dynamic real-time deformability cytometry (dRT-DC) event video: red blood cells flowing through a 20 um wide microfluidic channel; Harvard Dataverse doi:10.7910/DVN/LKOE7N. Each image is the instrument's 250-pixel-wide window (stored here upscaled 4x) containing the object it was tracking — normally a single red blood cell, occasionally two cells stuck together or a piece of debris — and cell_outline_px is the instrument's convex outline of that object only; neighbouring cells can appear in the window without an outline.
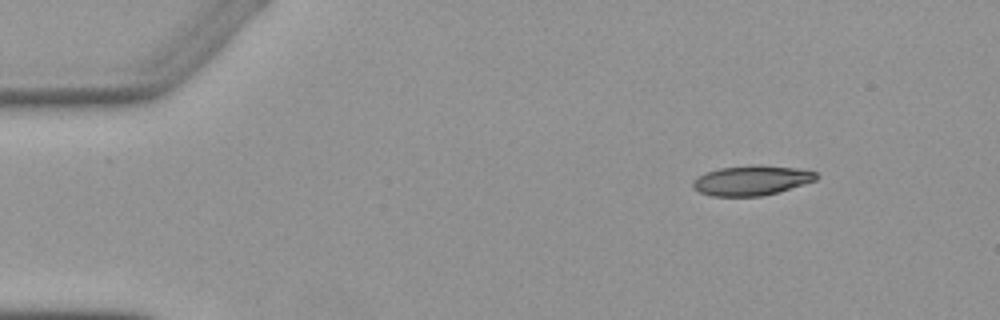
{"species": "Egyptian fruit bat (a non-hibernating species)", "species_latin": "Rousettus aegyptiacus", "temperature_condition": "warm", "stored_images_in_passage": 5, "camera_frame_rate_fps": 3000, "um_per_image_px": 0.085, "animal": {"sex": "female"}, "frame": {"image": 1, "passage_image": 1, "time_ms": 0.0, "image_size_px": [1000, 320], "cell_outline_px": [[820, 176], [816, 180], [776, 192], [760, 196], [712, 196], [700, 192], [692, 188], [692, 180], [696, 176], [704, 172], [720, 168], [760, 164], [796, 168], [816, 172]], "centroid_in_image_um": [63.83, 15.32], "position_along_channel_um": 21.2, "area_um2": 21.5}}
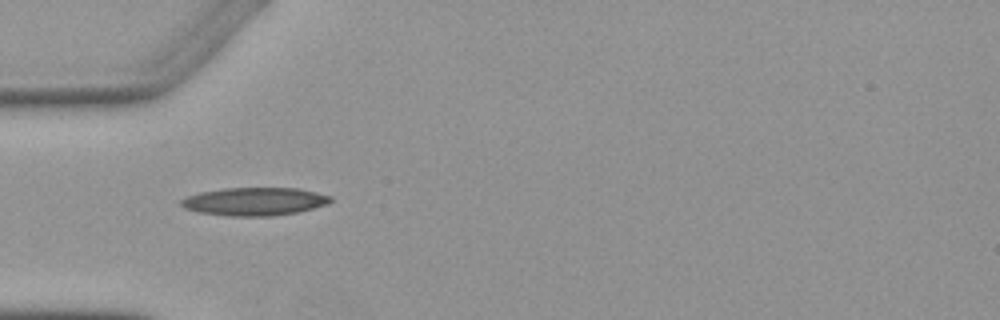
{"frame": {"image": 2, "passage_image": 3, "time_ms": 3.333, "image_size_px": [1000, 320], "cell_outline_px": [[332, 200], [328, 204], [300, 212], [272, 216], [228, 216], [196, 212], [184, 208], [180, 204], [180, 200], [188, 196], [200, 192], [224, 188], [296, 188], [316, 192], [332, 196]], "centroid_in_image_um": [21.64, 17.13], "position_along_channel_um": 63.4, "area_um2": 24.62}}
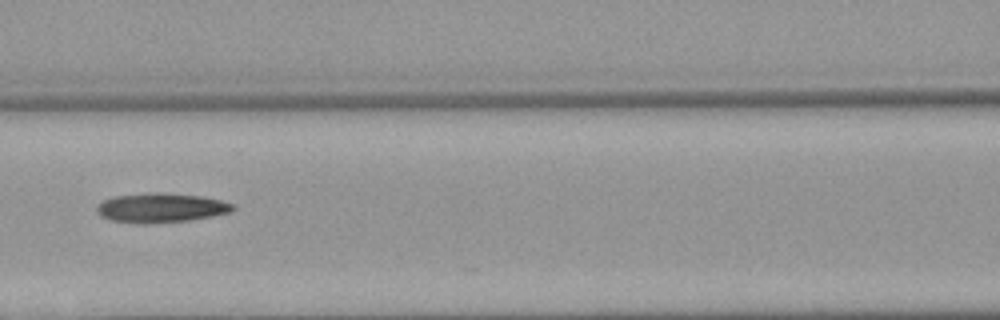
{"frame": {"image": 3, "passage_image": 5, "time_ms": 5.667, "image_size_px": [1000, 320], "cell_outline_px": [[236, 208], [232, 212], [212, 216], [188, 220], [148, 224], [136, 224], [112, 220], [100, 216], [96, 212], [96, 208], [104, 200], [112, 196], [152, 192], [168, 192], [204, 196], [236, 204]], "centroid_in_image_um": [13.71, 17.65], "position_along_channel_um": 152.9, "area_um2": 23.76}}